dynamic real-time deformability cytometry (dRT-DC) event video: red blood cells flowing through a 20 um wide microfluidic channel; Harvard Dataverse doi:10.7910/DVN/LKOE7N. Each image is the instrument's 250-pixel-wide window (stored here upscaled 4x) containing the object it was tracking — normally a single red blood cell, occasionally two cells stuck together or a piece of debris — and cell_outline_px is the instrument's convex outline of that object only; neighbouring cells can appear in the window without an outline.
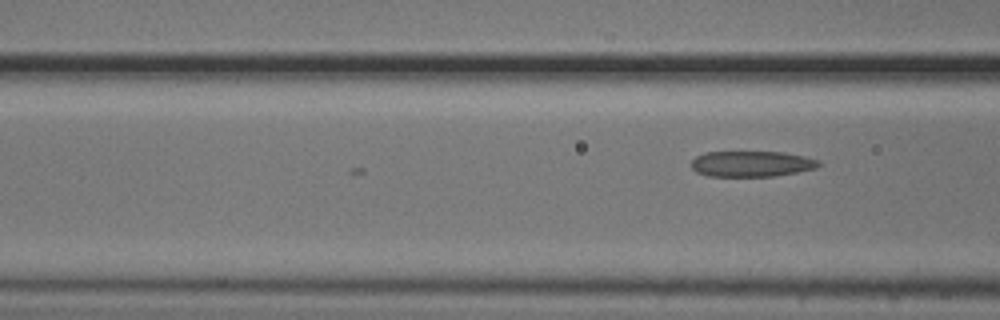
{"species": "common noctule bat (a hibernating species)", "species_latin": "Nyctalus noctula", "temperature_condition": "cold", "stored_images_in_passage": 7, "camera_frame_rate_fps": 3000, "um_per_image_px": 0.085, "animal": {"sex": "male", "body_mass_g": 20.5, "forearm_length_mm": 52.5}, "frame": {"image": 1, "passage_image": 7, "time_ms": 2.0, "image_size_px": [1000, 320], "cell_outline_px": [[820, 164], [816, 168], [776, 176], [708, 176], [696, 172], [692, 168], [692, 160], [696, 156], [704, 152], [784, 152], [804, 156], [820, 160]], "centroid_in_image_um": [63.88, 13.92], "position_along_channel_um": 102.7, "area_um2": 19.13}}